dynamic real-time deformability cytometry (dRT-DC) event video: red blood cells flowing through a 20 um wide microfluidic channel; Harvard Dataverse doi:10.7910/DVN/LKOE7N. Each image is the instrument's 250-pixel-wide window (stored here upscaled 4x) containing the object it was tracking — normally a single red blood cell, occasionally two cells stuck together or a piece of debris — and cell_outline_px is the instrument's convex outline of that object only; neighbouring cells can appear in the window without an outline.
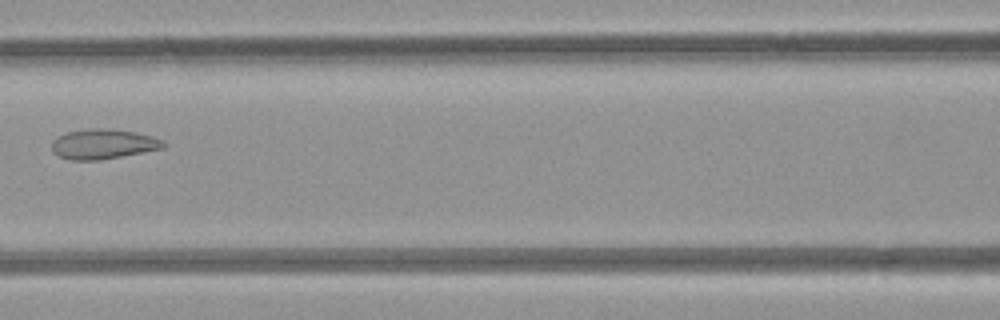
{"species": "common noctule bat (a hibernating species)", "species_latin": "Nyctalus noctula", "temperature_condition": "room temperature", "stored_images_in_passage": 6, "camera_frame_rate_fps": 3000, "um_per_image_px": 0.085, "animal": {"sex": "female", "body_mass_g": 21.9}, "frame": {"image": 1, "passage_image": 6, "time_ms": 5.667, "image_size_px": [1000, 320], "cell_outline_px": [[164, 148], [100, 160], [68, 160], [52, 152], [52, 140], [56, 136], [68, 132], [88, 128], [104, 128], [136, 132], [152, 136], [164, 140]], "centroid_in_image_um": [8.74, 12.24], "position_along_channel_um": 157.9, "area_um2": 19.54}}